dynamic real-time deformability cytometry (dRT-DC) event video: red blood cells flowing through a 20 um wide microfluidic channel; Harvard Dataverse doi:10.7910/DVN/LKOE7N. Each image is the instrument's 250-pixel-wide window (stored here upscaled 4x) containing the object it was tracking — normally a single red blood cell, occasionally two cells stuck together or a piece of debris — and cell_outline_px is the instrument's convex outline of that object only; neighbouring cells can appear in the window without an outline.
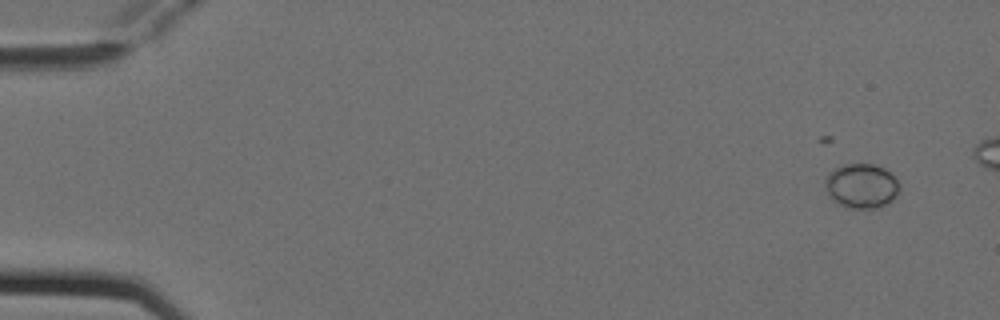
{"species": "Egyptian fruit bat (a non-hibernating species)", "species_latin": "Rousettus aegyptiacus", "temperature_condition": "cold", "stored_images_in_passage": 5, "camera_frame_rate_fps": 3000, "um_per_image_px": 0.085, "animal": {"sex": "female"}, "frame": {"image": 1, "passage_image": 1, "time_ms": 0.0, "image_size_px": [1000, 320], "cell_outline_px": [[900, 188], [896, 196], [892, 200], [876, 208], [848, 208], [836, 204], [832, 200], [824, 184], [824, 180], [840, 164], [876, 164], [884, 168], [900, 184]], "centroid_in_image_um": [73.21, 15.81], "position_along_channel_um": 11.8, "area_um2": 19.25}}